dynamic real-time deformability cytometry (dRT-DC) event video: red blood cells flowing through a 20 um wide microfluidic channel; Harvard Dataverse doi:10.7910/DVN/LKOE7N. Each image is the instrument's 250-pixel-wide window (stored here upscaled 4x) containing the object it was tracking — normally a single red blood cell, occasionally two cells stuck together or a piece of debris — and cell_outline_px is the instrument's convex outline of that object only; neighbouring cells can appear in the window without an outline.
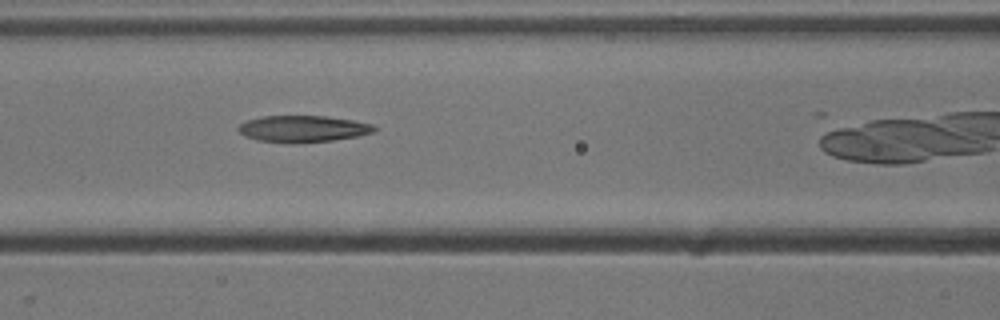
{"species": "common noctule bat (a hibernating species)", "species_latin": "Nyctalus noctula", "temperature_condition": "cold", "stored_images_in_passage": 25, "camera_frame_rate_fps": 3000, "um_per_image_px": 0.085, "animal": {"sex": "male", "body_mass_g": 13.3}, "frame": {"image": 1, "passage_image": 18, "time_ms": 5.667, "image_size_px": [1000, 320], "cell_outline_px": [[376, 132], [360, 136], [332, 140], [292, 144], [288, 144], [256, 140], [244, 136], [236, 128], [240, 124], [248, 120], [264, 116], [324, 116], [352, 120], [372, 124], [376, 128]], "centroid_in_image_um": [25.74, 10.96], "position_along_channel_um": 140.9, "area_um2": 21.27}}